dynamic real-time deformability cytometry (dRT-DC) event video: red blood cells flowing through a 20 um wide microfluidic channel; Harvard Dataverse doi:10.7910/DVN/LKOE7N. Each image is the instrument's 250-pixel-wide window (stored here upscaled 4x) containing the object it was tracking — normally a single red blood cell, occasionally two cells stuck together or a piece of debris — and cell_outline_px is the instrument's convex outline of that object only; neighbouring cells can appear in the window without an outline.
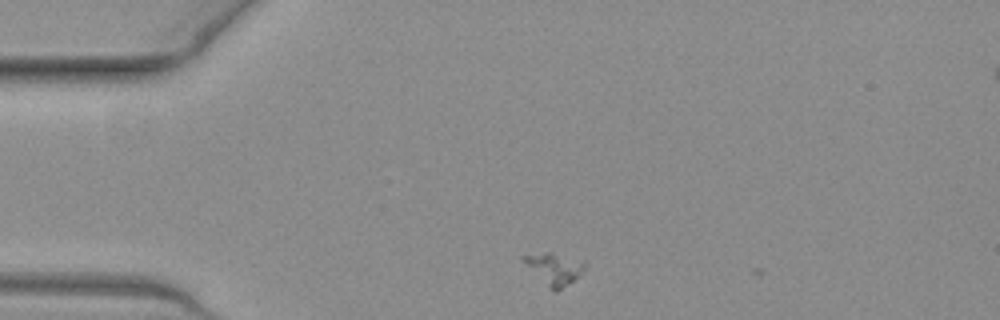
{"species": "common noctule bat (a hibernating species)", "species_latin": "Nyctalus noctula", "temperature_condition": "warm", "stored_images_in_passage": 4, "camera_frame_rate_fps": 3000, "um_per_image_px": 0.085, "animal": {"sex": "female", "body_mass_g": 19.3, "forearm_length_mm": 54.1}, "frame": {"image": 1, "passage_image": 1, "time_ms": 0.0, "image_size_px": [1000, 320], "cell_outline_px": [[588, 264], [584, 272], [556, 292], [552, 292], [520, 260], [520, 256], [544, 252], [552, 252], [588, 260]], "centroid_in_image_um": [47.15, 22.82], "position_along_channel_um": 37.9, "area_um2": 11.85}}